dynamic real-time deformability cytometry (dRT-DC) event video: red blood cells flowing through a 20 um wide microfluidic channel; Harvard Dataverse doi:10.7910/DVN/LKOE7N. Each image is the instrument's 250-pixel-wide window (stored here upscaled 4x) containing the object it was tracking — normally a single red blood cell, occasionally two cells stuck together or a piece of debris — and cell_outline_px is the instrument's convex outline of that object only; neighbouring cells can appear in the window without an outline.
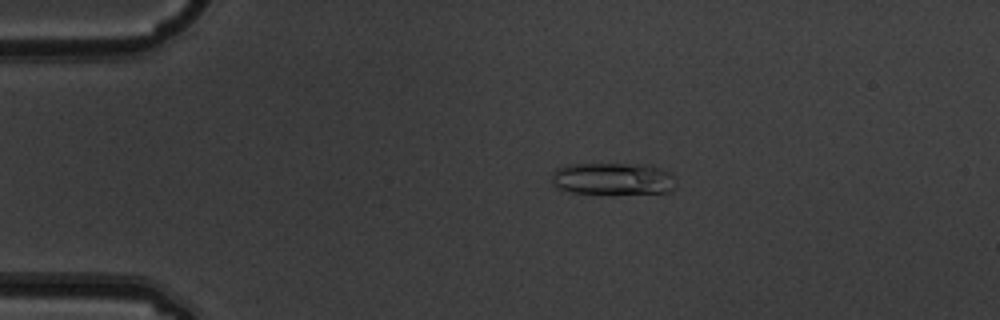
{"species": "common noctule bat (a hibernating species)", "species_latin": "Nyctalus noctula", "temperature_condition": "warm", "stored_images_in_passage": 7, "camera_frame_rate_fps": 3000, "um_per_image_px": 0.085, "animal": {"sex": "male", "body_mass_g": 19.5, "forearm_length_mm": 54.6}, "frame": {"image": 1, "passage_image": 4, "time_ms": 1.0, "image_size_px": [1000, 320], "cell_outline_px": [[676, 188], [672, 192], [612, 196], [572, 192], [556, 188], [552, 184], [552, 172], [556, 168], [568, 164], [648, 164], [660, 168], [676, 176]], "centroid_in_image_um": [52.15, 15.24], "position_along_channel_um": 32.9, "area_um2": 24.62}}
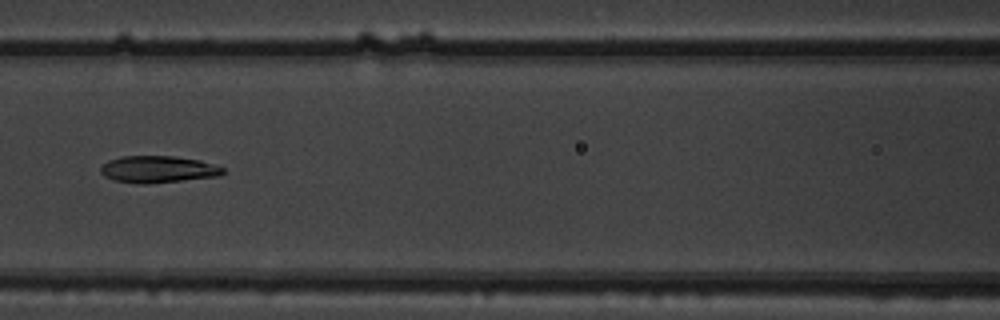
{"frame": {"image": 2, "passage_image": 7, "time_ms": 2.0, "image_size_px": [1000, 320], "cell_outline_px": [[224, 172], [220, 176], [144, 184], [140, 184], [112, 180], [104, 176], [100, 172], [100, 168], [108, 160], [120, 156], [176, 156], [200, 160], [216, 164], [224, 168]], "centroid_in_image_um": [13.43, 14.38], "position_along_channel_um": 153.2, "area_um2": 19.31}}